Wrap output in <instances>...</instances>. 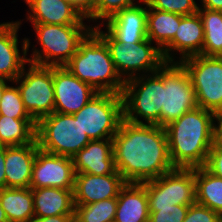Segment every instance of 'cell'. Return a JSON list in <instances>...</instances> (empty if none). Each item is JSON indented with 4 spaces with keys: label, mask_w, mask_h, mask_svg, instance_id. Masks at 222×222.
<instances>
[{
    "label": "cell",
    "mask_w": 222,
    "mask_h": 222,
    "mask_svg": "<svg viewBox=\"0 0 222 222\" xmlns=\"http://www.w3.org/2000/svg\"><path fill=\"white\" fill-rule=\"evenodd\" d=\"M116 170L127 183H143L174 169L164 127L122 120L113 137Z\"/></svg>",
    "instance_id": "obj_1"
},
{
    "label": "cell",
    "mask_w": 222,
    "mask_h": 222,
    "mask_svg": "<svg viewBox=\"0 0 222 222\" xmlns=\"http://www.w3.org/2000/svg\"><path fill=\"white\" fill-rule=\"evenodd\" d=\"M215 117L214 112L197 107L164 127L174 168L205 166L213 144Z\"/></svg>",
    "instance_id": "obj_2"
},
{
    "label": "cell",
    "mask_w": 222,
    "mask_h": 222,
    "mask_svg": "<svg viewBox=\"0 0 222 222\" xmlns=\"http://www.w3.org/2000/svg\"><path fill=\"white\" fill-rule=\"evenodd\" d=\"M65 67L98 93L122 94L125 81L117 72L108 46L92 29Z\"/></svg>",
    "instance_id": "obj_3"
},
{
    "label": "cell",
    "mask_w": 222,
    "mask_h": 222,
    "mask_svg": "<svg viewBox=\"0 0 222 222\" xmlns=\"http://www.w3.org/2000/svg\"><path fill=\"white\" fill-rule=\"evenodd\" d=\"M37 38L36 48L33 45L30 63L49 66H65L77 52L79 43L93 29L95 24L54 25L31 23ZM39 42V43H38Z\"/></svg>",
    "instance_id": "obj_4"
},
{
    "label": "cell",
    "mask_w": 222,
    "mask_h": 222,
    "mask_svg": "<svg viewBox=\"0 0 222 222\" xmlns=\"http://www.w3.org/2000/svg\"><path fill=\"white\" fill-rule=\"evenodd\" d=\"M101 29V25L93 26L108 46L115 68L124 81L155 73L165 63L161 50L148 38L138 43L118 42Z\"/></svg>",
    "instance_id": "obj_5"
},
{
    "label": "cell",
    "mask_w": 222,
    "mask_h": 222,
    "mask_svg": "<svg viewBox=\"0 0 222 222\" xmlns=\"http://www.w3.org/2000/svg\"><path fill=\"white\" fill-rule=\"evenodd\" d=\"M122 98L125 120L160 126L163 79L156 72L125 81Z\"/></svg>",
    "instance_id": "obj_6"
},
{
    "label": "cell",
    "mask_w": 222,
    "mask_h": 222,
    "mask_svg": "<svg viewBox=\"0 0 222 222\" xmlns=\"http://www.w3.org/2000/svg\"><path fill=\"white\" fill-rule=\"evenodd\" d=\"M39 149L72 158L90 141L73 114L53 112L36 123Z\"/></svg>",
    "instance_id": "obj_7"
},
{
    "label": "cell",
    "mask_w": 222,
    "mask_h": 222,
    "mask_svg": "<svg viewBox=\"0 0 222 222\" xmlns=\"http://www.w3.org/2000/svg\"><path fill=\"white\" fill-rule=\"evenodd\" d=\"M156 73L163 79L160 127L198 107L191 79L180 62H165Z\"/></svg>",
    "instance_id": "obj_8"
},
{
    "label": "cell",
    "mask_w": 222,
    "mask_h": 222,
    "mask_svg": "<svg viewBox=\"0 0 222 222\" xmlns=\"http://www.w3.org/2000/svg\"><path fill=\"white\" fill-rule=\"evenodd\" d=\"M73 116L90 140L113 139L124 119L122 94L97 93Z\"/></svg>",
    "instance_id": "obj_9"
},
{
    "label": "cell",
    "mask_w": 222,
    "mask_h": 222,
    "mask_svg": "<svg viewBox=\"0 0 222 222\" xmlns=\"http://www.w3.org/2000/svg\"><path fill=\"white\" fill-rule=\"evenodd\" d=\"M180 63L191 79L198 107L222 114V57L193 55Z\"/></svg>",
    "instance_id": "obj_10"
},
{
    "label": "cell",
    "mask_w": 222,
    "mask_h": 222,
    "mask_svg": "<svg viewBox=\"0 0 222 222\" xmlns=\"http://www.w3.org/2000/svg\"><path fill=\"white\" fill-rule=\"evenodd\" d=\"M13 83L20 91L26 111L36 123L54 112L53 67L29 62Z\"/></svg>",
    "instance_id": "obj_11"
},
{
    "label": "cell",
    "mask_w": 222,
    "mask_h": 222,
    "mask_svg": "<svg viewBox=\"0 0 222 222\" xmlns=\"http://www.w3.org/2000/svg\"><path fill=\"white\" fill-rule=\"evenodd\" d=\"M143 183L149 208L196 203L195 168H174L157 179Z\"/></svg>",
    "instance_id": "obj_12"
},
{
    "label": "cell",
    "mask_w": 222,
    "mask_h": 222,
    "mask_svg": "<svg viewBox=\"0 0 222 222\" xmlns=\"http://www.w3.org/2000/svg\"><path fill=\"white\" fill-rule=\"evenodd\" d=\"M75 170L70 157L38 150L32 168L30 188L54 187L74 190Z\"/></svg>",
    "instance_id": "obj_13"
},
{
    "label": "cell",
    "mask_w": 222,
    "mask_h": 222,
    "mask_svg": "<svg viewBox=\"0 0 222 222\" xmlns=\"http://www.w3.org/2000/svg\"><path fill=\"white\" fill-rule=\"evenodd\" d=\"M23 20L0 23V79L11 83L21 74L29 63L28 52L31 45L30 38L21 39L19 47V34ZM21 51V52H20Z\"/></svg>",
    "instance_id": "obj_14"
},
{
    "label": "cell",
    "mask_w": 222,
    "mask_h": 222,
    "mask_svg": "<svg viewBox=\"0 0 222 222\" xmlns=\"http://www.w3.org/2000/svg\"><path fill=\"white\" fill-rule=\"evenodd\" d=\"M54 112L74 114L98 92L74 76L65 66L53 67Z\"/></svg>",
    "instance_id": "obj_15"
},
{
    "label": "cell",
    "mask_w": 222,
    "mask_h": 222,
    "mask_svg": "<svg viewBox=\"0 0 222 222\" xmlns=\"http://www.w3.org/2000/svg\"><path fill=\"white\" fill-rule=\"evenodd\" d=\"M203 44L204 28L199 13L188 16L181 15V21L174 38L161 52L165 62H180L193 55H202ZM176 54L180 56H175Z\"/></svg>",
    "instance_id": "obj_16"
},
{
    "label": "cell",
    "mask_w": 222,
    "mask_h": 222,
    "mask_svg": "<svg viewBox=\"0 0 222 222\" xmlns=\"http://www.w3.org/2000/svg\"><path fill=\"white\" fill-rule=\"evenodd\" d=\"M127 182L121 174L92 175L75 174L74 204L85 205L110 198H117Z\"/></svg>",
    "instance_id": "obj_17"
},
{
    "label": "cell",
    "mask_w": 222,
    "mask_h": 222,
    "mask_svg": "<svg viewBox=\"0 0 222 222\" xmlns=\"http://www.w3.org/2000/svg\"><path fill=\"white\" fill-rule=\"evenodd\" d=\"M147 4L143 2L117 12L101 26L118 42L138 43L147 39Z\"/></svg>",
    "instance_id": "obj_18"
},
{
    "label": "cell",
    "mask_w": 222,
    "mask_h": 222,
    "mask_svg": "<svg viewBox=\"0 0 222 222\" xmlns=\"http://www.w3.org/2000/svg\"><path fill=\"white\" fill-rule=\"evenodd\" d=\"M24 2L29 9L25 14L27 22L54 25L86 24L87 18L82 12L66 0H24Z\"/></svg>",
    "instance_id": "obj_19"
},
{
    "label": "cell",
    "mask_w": 222,
    "mask_h": 222,
    "mask_svg": "<svg viewBox=\"0 0 222 222\" xmlns=\"http://www.w3.org/2000/svg\"><path fill=\"white\" fill-rule=\"evenodd\" d=\"M112 151V139L90 140L84 148L72 157L75 174H120L116 170Z\"/></svg>",
    "instance_id": "obj_20"
},
{
    "label": "cell",
    "mask_w": 222,
    "mask_h": 222,
    "mask_svg": "<svg viewBox=\"0 0 222 222\" xmlns=\"http://www.w3.org/2000/svg\"><path fill=\"white\" fill-rule=\"evenodd\" d=\"M39 146L37 140L21 146H5L6 188H29Z\"/></svg>",
    "instance_id": "obj_21"
},
{
    "label": "cell",
    "mask_w": 222,
    "mask_h": 222,
    "mask_svg": "<svg viewBox=\"0 0 222 222\" xmlns=\"http://www.w3.org/2000/svg\"><path fill=\"white\" fill-rule=\"evenodd\" d=\"M149 205L144 183H126L117 196L114 222H149Z\"/></svg>",
    "instance_id": "obj_22"
},
{
    "label": "cell",
    "mask_w": 222,
    "mask_h": 222,
    "mask_svg": "<svg viewBox=\"0 0 222 222\" xmlns=\"http://www.w3.org/2000/svg\"><path fill=\"white\" fill-rule=\"evenodd\" d=\"M35 217L74 215L73 190L54 187L31 188Z\"/></svg>",
    "instance_id": "obj_23"
},
{
    "label": "cell",
    "mask_w": 222,
    "mask_h": 222,
    "mask_svg": "<svg viewBox=\"0 0 222 222\" xmlns=\"http://www.w3.org/2000/svg\"><path fill=\"white\" fill-rule=\"evenodd\" d=\"M0 203L9 222H30L35 217L30 187L1 189Z\"/></svg>",
    "instance_id": "obj_24"
},
{
    "label": "cell",
    "mask_w": 222,
    "mask_h": 222,
    "mask_svg": "<svg viewBox=\"0 0 222 222\" xmlns=\"http://www.w3.org/2000/svg\"><path fill=\"white\" fill-rule=\"evenodd\" d=\"M181 15L147 6V38L162 50L175 36Z\"/></svg>",
    "instance_id": "obj_25"
},
{
    "label": "cell",
    "mask_w": 222,
    "mask_h": 222,
    "mask_svg": "<svg viewBox=\"0 0 222 222\" xmlns=\"http://www.w3.org/2000/svg\"><path fill=\"white\" fill-rule=\"evenodd\" d=\"M196 203L218 212L222 216V178L204 166L195 168Z\"/></svg>",
    "instance_id": "obj_26"
},
{
    "label": "cell",
    "mask_w": 222,
    "mask_h": 222,
    "mask_svg": "<svg viewBox=\"0 0 222 222\" xmlns=\"http://www.w3.org/2000/svg\"><path fill=\"white\" fill-rule=\"evenodd\" d=\"M36 140V122L33 119H15L0 115V145L21 146Z\"/></svg>",
    "instance_id": "obj_27"
},
{
    "label": "cell",
    "mask_w": 222,
    "mask_h": 222,
    "mask_svg": "<svg viewBox=\"0 0 222 222\" xmlns=\"http://www.w3.org/2000/svg\"><path fill=\"white\" fill-rule=\"evenodd\" d=\"M203 22V56H222V11L198 8Z\"/></svg>",
    "instance_id": "obj_28"
},
{
    "label": "cell",
    "mask_w": 222,
    "mask_h": 222,
    "mask_svg": "<svg viewBox=\"0 0 222 222\" xmlns=\"http://www.w3.org/2000/svg\"><path fill=\"white\" fill-rule=\"evenodd\" d=\"M117 198L75 205L74 218L77 222H114Z\"/></svg>",
    "instance_id": "obj_29"
},
{
    "label": "cell",
    "mask_w": 222,
    "mask_h": 222,
    "mask_svg": "<svg viewBox=\"0 0 222 222\" xmlns=\"http://www.w3.org/2000/svg\"><path fill=\"white\" fill-rule=\"evenodd\" d=\"M143 2H145V0H95L94 8L86 18L89 24L93 21V23L96 22L94 26L102 25L117 12ZM97 22H99V24Z\"/></svg>",
    "instance_id": "obj_30"
},
{
    "label": "cell",
    "mask_w": 222,
    "mask_h": 222,
    "mask_svg": "<svg viewBox=\"0 0 222 222\" xmlns=\"http://www.w3.org/2000/svg\"><path fill=\"white\" fill-rule=\"evenodd\" d=\"M14 84V85H13ZM9 84L2 94L0 100V115L15 119H32L26 111L20 91L15 83Z\"/></svg>",
    "instance_id": "obj_31"
},
{
    "label": "cell",
    "mask_w": 222,
    "mask_h": 222,
    "mask_svg": "<svg viewBox=\"0 0 222 222\" xmlns=\"http://www.w3.org/2000/svg\"><path fill=\"white\" fill-rule=\"evenodd\" d=\"M145 2L150 8L182 16L193 15L198 12L196 0H145Z\"/></svg>",
    "instance_id": "obj_32"
},
{
    "label": "cell",
    "mask_w": 222,
    "mask_h": 222,
    "mask_svg": "<svg viewBox=\"0 0 222 222\" xmlns=\"http://www.w3.org/2000/svg\"><path fill=\"white\" fill-rule=\"evenodd\" d=\"M190 205L149 208V222H183Z\"/></svg>",
    "instance_id": "obj_33"
},
{
    "label": "cell",
    "mask_w": 222,
    "mask_h": 222,
    "mask_svg": "<svg viewBox=\"0 0 222 222\" xmlns=\"http://www.w3.org/2000/svg\"><path fill=\"white\" fill-rule=\"evenodd\" d=\"M221 217L218 212L195 203L189 206L183 222H219Z\"/></svg>",
    "instance_id": "obj_34"
},
{
    "label": "cell",
    "mask_w": 222,
    "mask_h": 222,
    "mask_svg": "<svg viewBox=\"0 0 222 222\" xmlns=\"http://www.w3.org/2000/svg\"><path fill=\"white\" fill-rule=\"evenodd\" d=\"M204 167L215 176L222 178V150L212 145Z\"/></svg>",
    "instance_id": "obj_35"
},
{
    "label": "cell",
    "mask_w": 222,
    "mask_h": 222,
    "mask_svg": "<svg viewBox=\"0 0 222 222\" xmlns=\"http://www.w3.org/2000/svg\"><path fill=\"white\" fill-rule=\"evenodd\" d=\"M216 149L222 150V114H216L213 123V144Z\"/></svg>",
    "instance_id": "obj_36"
},
{
    "label": "cell",
    "mask_w": 222,
    "mask_h": 222,
    "mask_svg": "<svg viewBox=\"0 0 222 222\" xmlns=\"http://www.w3.org/2000/svg\"><path fill=\"white\" fill-rule=\"evenodd\" d=\"M72 3L86 17L94 8L95 0H66Z\"/></svg>",
    "instance_id": "obj_37"
},
{
    "label": "cell",
    "mask_w": 222,
    "mask_h": 222,
    "mask_svg": "<svg viewBox=\"0 0 222 222\" xmlns=\"http://www.w3.org/2000/svg\"><path fill=\"white\" fill-rule=\"evenodd\" d=\"M72 218H74V215L34 217L30 222H69Z\"/></svg>",
    "instance_id": "obj_38"
},
{
    "label": "cell",
    "mask_w": 222,
    "mask_h": 222,
    "mask_svg": "<svg viewBox=\"0 0 222 222\" xmlns=\"http://www.w3.org/2000/svg\"><path fill=\"white\" fill-rule=\"evenodd\" d=\"M5 146L0 145V190L6 188L5 177Z\"/></svg>",
    "instance_id": "obj_39"
},
{
    "label": "cell",
    "mask_w": 222,
    "mask_h": 222,
    "mask_svg": "<svg viewBox=\"0 0 222 222\" xmlns=\"http://www.w3.org/2000/svg\"><path fill=\"white\" fill-rule=\"evenodd\" d=\"M198 8L222 11V0H199Z\"/></svg>",
    "instance_id": "obj_40"
},
{
    "label": "cell",
    "mask_w": 222,
    "mask_h": 222,
    "mask_svg": "<svg viewBox=\"0 0 222 222\" xmlns=\"http://www.w3.org/2000/svg\"><path fill=\"white\" fill-rule=\"evenodd\" d=\"M6 80V79H0V100L2 97V94L4 92V89L9 85L8 83H10L11 81Z\"/></svg>",
    "instance_id": "obj_41"
},
{
    "label": "cell",
    "mask_w": 222,
    "mask_h": 222,
    "mask_svg": "<svg viewBox=\"0 0 222 222\" xmlns=\"http://www.w3.org/2000/svg\"><path fill=\"white\" fill-rule=\"evenodd\" d=\"M0 222H9L6 213L1 206V203H0Z\"/></svg>",
    "instance_id": "obj_42"
},
{
    "label": "cell",
    "mask_w": 222,
    "mask_h": 222,
    "mask_svg": "<svg viewBox=\"0 0 222 222\" xmlns=\"http://www.w3.org/2000/svg\"><path fill=\"white\" fill-rule=\"evenodd\" d=\"M69 222H77L75 218H72Z\"/></svg>",
    "instance_id": "obj_43"
}]
</instances>
